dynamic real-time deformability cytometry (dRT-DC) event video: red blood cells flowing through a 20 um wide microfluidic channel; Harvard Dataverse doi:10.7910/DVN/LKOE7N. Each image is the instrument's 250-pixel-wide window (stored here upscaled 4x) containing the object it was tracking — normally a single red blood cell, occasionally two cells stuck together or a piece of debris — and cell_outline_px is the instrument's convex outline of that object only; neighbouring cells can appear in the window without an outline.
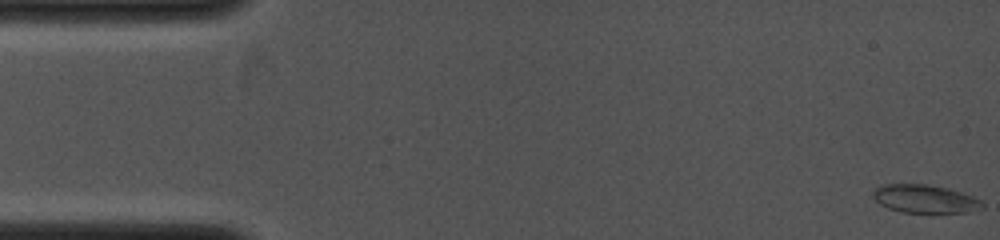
{"species": "common noctule bat (a hibernating species)", "species_latin": "Nyctalus noctula", "temperature_condition": "cold", "stored_images_in_passage": 5, "camera_frame_rate_fps": 4000, "um_per_image_px": 0.085, "animal": {"sex": "female", "body_mass_g": 19.0, "forearm_length_mm": 53.3}, "frame": {"image": 1, "passage_image": 1, "time_ms": 0.0, "image_size_px": [1000, 240], "cell_outline_px": [[984, 208], [968, 212], [900, 212], [888, 208], [880, 204], [872, 196], [872, 192], [880, 184], [928, 184], [948, 188], [972, 196], [980, 200], [984, 204]], "centroid_in_image_um": [78.6, 16.89], "position_along_channel_um": 6.4, "area_um2": 17.98}}
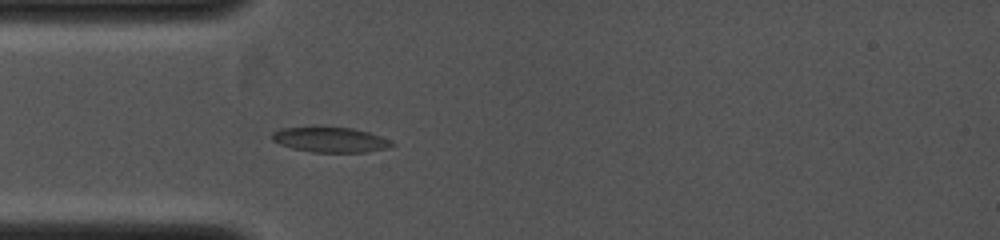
{"frame": {"image": 2, "passage_image": 5, "time_ms": 3.5, "image_size_px": [1000, 240], "cell_outline_px": [[396, 144], [388, 148], [364, 152], [312, 152], [292, 148], [280, 144], [272, 140], [272, 132], [280, 128], [352, 128], [368, 132], [380, 136]], "centroid_in_image_um": [28.07, 11.89], "position_along_channel_um": 56.9, "area_um2": 17.17}}